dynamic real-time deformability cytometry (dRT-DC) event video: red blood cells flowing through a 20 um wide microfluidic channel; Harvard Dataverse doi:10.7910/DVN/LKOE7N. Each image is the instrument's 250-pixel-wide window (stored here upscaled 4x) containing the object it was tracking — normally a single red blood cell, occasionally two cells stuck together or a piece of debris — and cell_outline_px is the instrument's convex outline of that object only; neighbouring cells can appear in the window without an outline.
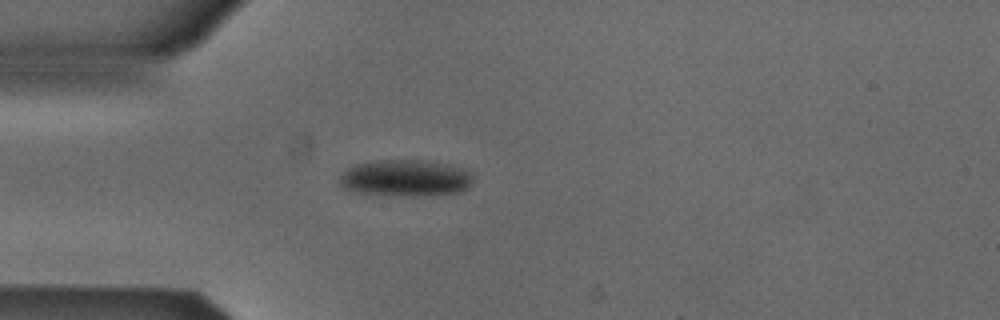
{"species": "Egyptian fruit bat (a non-hibernating species)", "species_latin": "Rousettus aegyptiacus", "temperature_condition": "cold", "stored_images_in_passage": 13, "camera_frame_rate_fps": 3000, "um_per_image_px": 0.085, "animal": {"sex": "male"}, "frame": {"image": 1, "passage_image": 1, "time_ms": 0.0, "image_size_px": [1000, 320], "cell_outline_px": [[472, 184], [468, 188], [460, 192], [428, 196], [408, 196], [360, 192], [344, 188], [340, 184], [340, 176], [352, 164], [376, 160], [424, 160], [448, 164], [464, 168], [472, 172]], "centroid_in_image_um": [34.52, 15.12], "position_along_channel_um": 50.5, "area_um2": 28.73}}
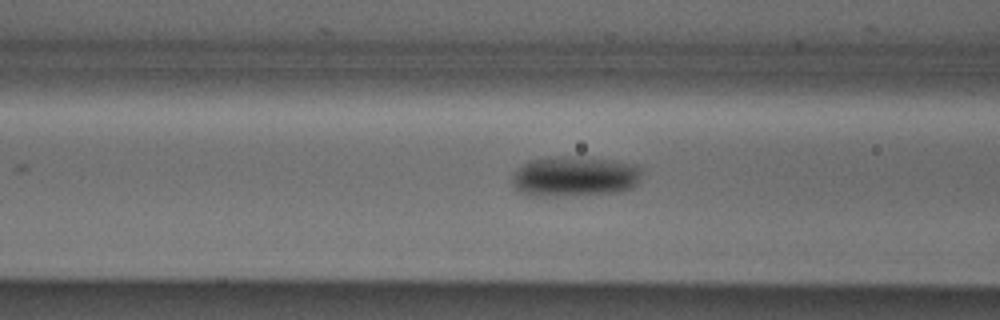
{"frame": {"image": 2, "passage_image": 7, "time_ms": 2.0, "image_size_px": [1000, 320], "cell_outline_px": [[640, 180], [632, 188], [620, 192], [576, 196], [528, 196], [520, 192], [512, 184], [512, 176], [528, 160], [556, 156], [580, 156], [636, 164], [640, 168]], "centroid_in_image_um": [48.84, 15.01], "position_along_channel_um": 117.8, "area_um2": 30.87}}
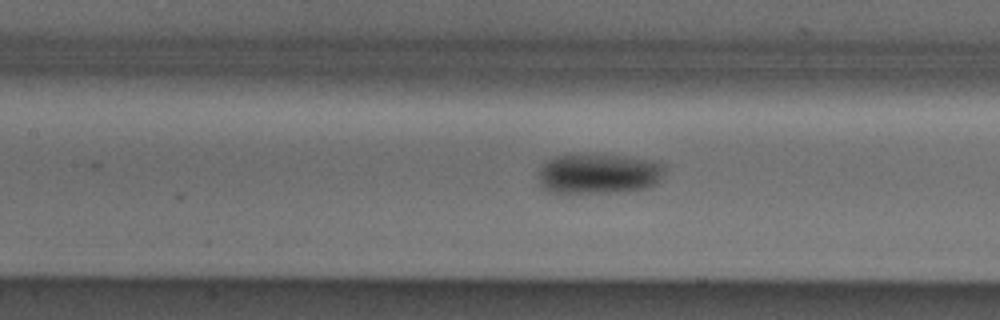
{"frame": {"image": 3, "passage_image": 10, "time_ms": 3.0, "image_size_px": [1000, 320], "cell_outline_px": [[664, 168], [656, 184], [648, 188], [632, 192], [568, 196], [544, 192], [536, 176], [536, 172], [548, 160], [556, 156], [624, 156], [652, 160], [660, 164]], "centroid_in_image_um": [50.79, 14.87], "position_along_channel_um": 156.6, "area_um2": 30.58}}